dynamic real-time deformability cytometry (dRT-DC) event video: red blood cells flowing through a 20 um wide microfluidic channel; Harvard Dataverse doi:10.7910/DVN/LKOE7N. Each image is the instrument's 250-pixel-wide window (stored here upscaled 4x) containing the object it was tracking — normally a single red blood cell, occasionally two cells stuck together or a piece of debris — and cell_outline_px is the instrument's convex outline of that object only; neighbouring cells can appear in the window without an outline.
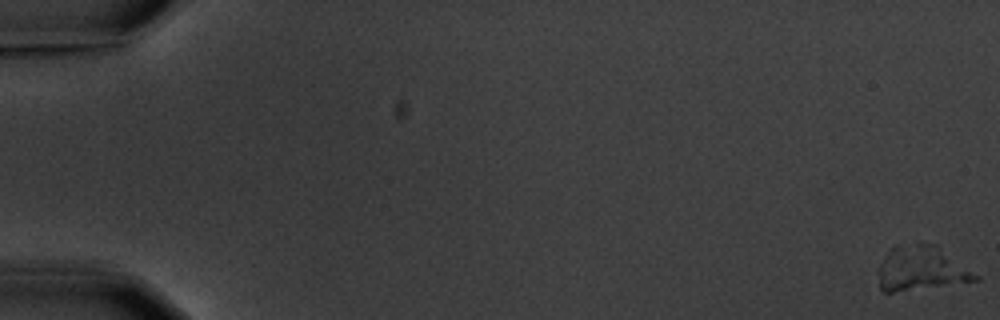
{"species": "common noctule bat (a hibernating species)", "species_latin": "Nyctalus noctula", "temperature_condition": "warm", "stored_images_in_passage": 7, "camera_frame_rate_fps": 3000, "um_per_image_px": 0.085, "animal": {"sex": "male", "body_mass_g": 20.1, "forearm_length_mm": 53.5}, "frame": {"image": 1, "passage_image": 1, "time_ms": 0.0, "image_size_px": [1000, 320], "cell_outline_px": [[980, 280], [892, 292], [884, 292], [880, 288], [880, 264], [888, 248], [896, 244], [936, 244], [980, 276]], "centroid_in_image_um": [78.3, 22.8], "position_along_channel_um": 6.7, "area_um2": 24.91}}
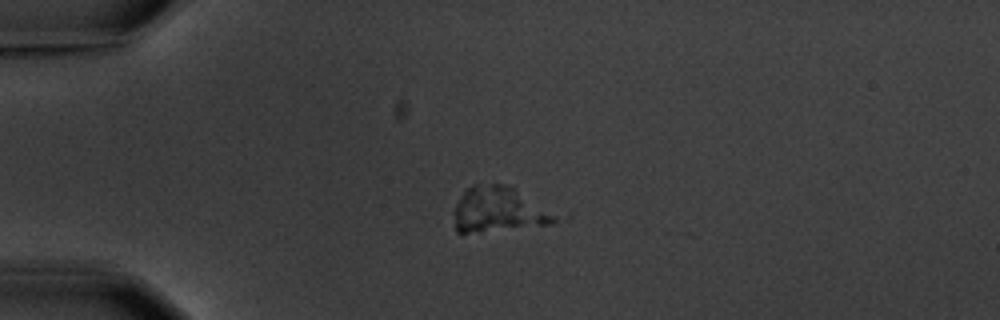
{"frame": {"image": 2, "passage_image": 5, "time_ms": 5.333, "image_size_px": [1000, 320], "cell_outline_px": [[572, 212], [568, 216], [552, 224], [460, 236], [456, 232], [452, 212], [460, 196], [468, 188], [476, 184], [504, 184]], "centroid_in_image_um": [42.65, 17.87], "position_along_channel_um": 42.3, "area_um2": 29.54}}
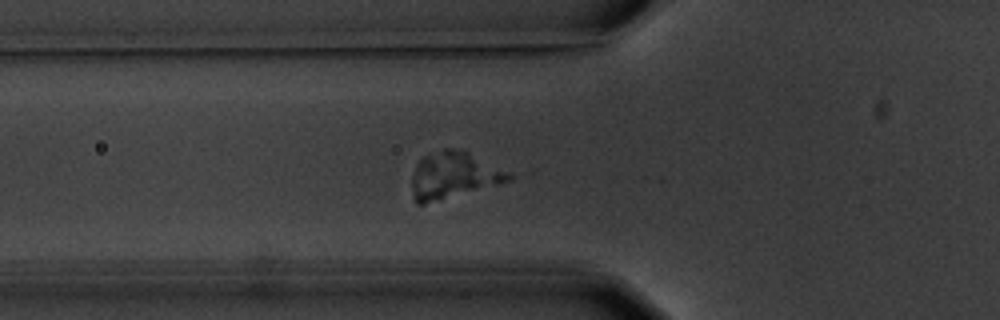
{"frame": {"image": 3, "passage_image": 7, "time_ms": 7.667, "image_size_px": [1000, 320], "cell_outline_px": [[516, 176], [512, 180], [424, 204], [416, 204], [412, 196], [412, 176], [416, 164], [424, 156], [444, 148], [460, 148], [512, 172]], "centroid_in_image_um": [38.58, 14.88], "position_along_channel_um": 87.2, "area_um2": 26.41}}